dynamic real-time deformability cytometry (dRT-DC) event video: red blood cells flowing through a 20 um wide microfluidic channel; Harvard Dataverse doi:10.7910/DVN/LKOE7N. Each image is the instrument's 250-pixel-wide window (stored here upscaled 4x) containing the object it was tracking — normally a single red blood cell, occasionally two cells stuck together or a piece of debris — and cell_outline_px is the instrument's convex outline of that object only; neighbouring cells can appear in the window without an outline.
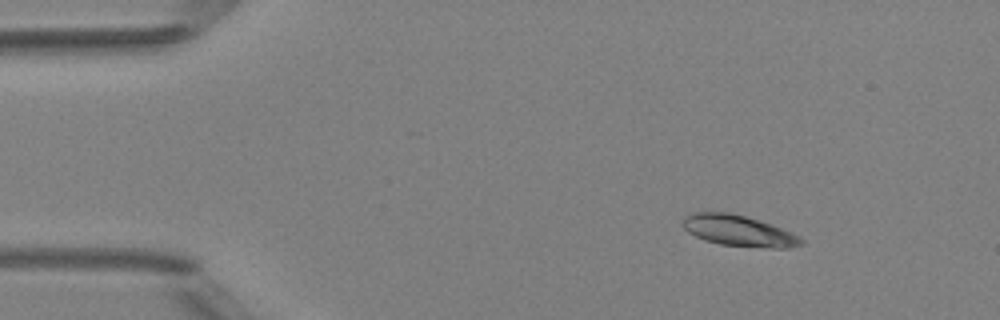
{"species": "Egyptian fruit bat (a non-hibernating species)", "species_latin": "Rousettus aegyptiacus", "temperature_condition": "room temperature", "stored_images_in_passage": 4, "camera_frame_rate_fps": 3000, "um_per_image_px": 0.085, "animal": {"sex": "female"}, "frame": {"image": 1, "passage_image": 1, "time_ms": 0.0, "image_size_px": [1000, 320], "cell_outline_px": [[804, 244], [788, 248], [772, 248], [720, 244], [704, 240], [688, 232], [680, 224], [684, 216], [692, 212], [728, 212], [744, 216], [780, 228], [800, 236], [804, 240]], "centroid_in_image_um": [62.74, 19.61], "position_along_channel_um": 22.3, "area_um2": 21.21}}
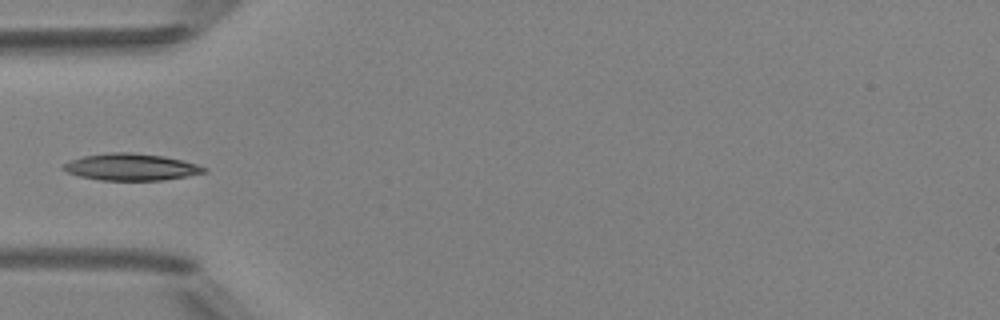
{"frame": {"image": 2, "passage_image": 4, "time_ms": 3.333, "image_size_px": [1000, 320], "cell_outline_px": [[208, 172], [188, 176], [164, 180], [100, 180], [80, 176], [68, 172], [60, 168], [64, 164], [72, 160], [84, 156], [108, 152], [132, 152], [164, 156], [184, 160], [208, 168]], "centroid_in_image_um": [11.19, 14.19], "position_along_channel_um": 73.8, "area_um2": 22.08}}